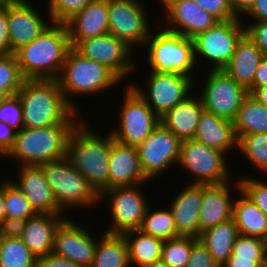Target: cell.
I'll return each instance as SVG.
<instances>
[{"label": "cell", "mask_w": 267, "mask_h": 267, "mask_svg": "<svg viewBox=\"0 0 267 267\" xmlns=\"http://www.w3.org/2000/svg\"><path fill=\"white\" fill-rule=\"evenodd\" d=\"M17 94L23 108L24 128L79 123L84 118L67 103L57 79H25Z\"/></svg>", "instance_id": "1"}, {"label": "cell", "mask_w": 267, "mask_h": 267, "mask_svg": "<svg viewBox=\"0 0 267 267\" xmlns=\"http://www.w3.org/2000/svg\"><path fill=\"white\" fill-rule=\"evenodd\" d=\"M100 135V136H99ZM83 118L72 130L67 143L66 157L101 195L109 189V158L112 134L101 136Z\"/></svg>", "instance_id": "2"}, {"label": "cell", "mask_w": 267, "mask_h": 267, "mask_svg": "<svg viewBox=\"0 0 267 267\" xmlns=\"http://www.w3.org/2000/svg\"><path fill=\"white\" fill-rule=\"evenodd\" d=\"M65 23H53L14 55L25 79H57L71 49Z\"/></svg>", "instance_id": "3"}, {"label": "cell", "mask_w": 267, "mask_h": 267, "mask_svg": "<svg viewBox=\"0 0 267 267\" xmlns=\"http://www.w3.org/2000/svg\"><path fill=\"white\" fill-rule=\"evenodd\" d=\"M77 124L61 123L39 129L23 128L16 133L14 144L5 158L18 160L20 166H40L64 158L69 136Z\"/></svg>", "instance_id": "4"}, {"label": "cell", "mask_w": 267, "mask_h": 267, "mask_svg": "<svg viewBox=\"0 0 267 267\" xmlns=\"http://www.w3.org/2000/svg\"><path fill=\"white\" fill-rule=\"evenodd\" d=\"M67 103L80 112L74 95H96L119 85L121 80L107 67L84 58L71 48L65 58L64 66L57 78ZM95 93V94H94ZM74 100V101H73Z\"/></svg>", "instance_id": "5"}, {"label": "cell", "mask_w": 267, "mask_h": 267, "mask_svg": "<svg viewBox=\"0 0 267 267\" xmlns=\"http://www.w3.org/2000/svg\"><path fill=\"white\" fill-rule=\"evenodd\" d=\"M58 207L64 212L93 208L100 203V195L88 180L77 171L67 157L41 164Z\"/></svg>", "instance_id": "6"}, {"label": "cell", "mask_w": 267, "mask_h": 267, "mask_svg": "<svg viewBox=\"0 0 267 267\" xmlns=\"http://www.w3.org/2000/svg\"><path fill=\"white\" fill-rule=\"evenodd\" d=\"M149 71L174 72L193 78L198 63L194 58L193 39L159 27L150 33L145 45Z\"/></svg>", "instance_id": "7"}, {"label": "cell", "mask_w": 267, "mask_h": 267, "mask_svg": "<svg viewBox=\"0 0 267 267\" xmlns=\"http://www.w3.org/2000/svg\"><path fill=\"white\" fill-rule=\"evenodd\" d=\"M246 33L242 18L218 21L213 27L193 39L195 62L204 58L212 70H222L232 58L236 44ZM199 58V59H198Z\"/></svg>", "instance_id": "8"}, {"label": "cell", "mask_w": 267, "mask_h": 267, "mask_svg": "<svg viewBox=\"0 0 267 267\" xmlns=\"http://www.w3.org/2000/svg\"><path fill=\"white\" fill-rule=\"evenodd\" d=\"M125 86L123 102L119 106L120 125L109 131L116 141L138 146L160 124V118L130 84Z\"/></svg>", "instance_id": "9"}, {"label": "cell", "mask_w": 267, "mask_h": 267, "mask_svg": "<svg viewBox=\"0 0 267 267\" xmlns=\"http://www.w3.org/2000/svg\"><path fill=\"white\" fill-rule=\"evenodd\" d=\"M226 153L209 147L194 139L181 142L179 166L193 174L196 184H221L232 180L227 163Z\"/></svg>", "instance_id": "10"}, {"label": "cell", "mask_w": 267, "mask_h": 267, "mask_svg": "<svg viewBox=\"0 0 267 267\" xmlns=\"http://www.w3.org/2000/svg\"><path fill=\"white\" fill-rule=\"evenodd\" d=\"M141 187L143 184L117 186L105 190L100 195V203L104 197L106 200L108 197L109 204L107 206H109V215L112 217L111 225H109L111 227H108L105 233L122 234L141 228L149 206V201L143 193L145 189H141Z\"/></svg>", "instance_id": "11"}, {"label": "cell", "mask_w": 267, "mask_h": 267, "mask_svg": "<svg viewBox=\"0 0 267 267\" xmlns=\"http://www.w3.org/2000/svg\"><path fill=\"white\" fill-rule=\"evenodd\" d=\"M150 73V74H149ZM148 73V88L130 83L134 90L160 118L175 105L184 101L193 93L194 80L186 75L174 72Z\"/></svg>", "instance_id": "12"}, {"label": "cell", "mask_w": 267, "mask_h": 267, "mask_svg": "<svg viewBox=\"0 0 267 267\" xmlns=\"http://www.w3.org/2000/svg\"><path fill=\"white\" fill-rule=\"evenodd\" d=\"M145 7L141 0H108L109 33L133 51L136 47H144L152 32L147 14L149 10Z\"/></svg>", "instance_id": "13"}, {"label": "cell", "mask_w": 267, "mask_h": 267, "mask_svg": "<svg viewBox=\"0 0 267 267\" xmlns=\"http://www.w3.org/2000/svg\"><path fill=\"white\" fill-rule=\"evenodd\" d=\"M203 89L199 93L204 110L234 121L249 91L230 78L224 70L207 71Z\"/></svg>", "instance_id": "14"}, {"label": "cell", "mask_w": 267, "mask_h": 267, "mask_svg": "<svg viewBox=\"0 0 267 267\" xmlns=\"http://www.w3.org/2000/svg\"><path fill=\"white\" fill-rule=\"evenodd\" d=\"M73 49L84 58L109 68L121 81L138 68L133 50L110 33L81 40Z\"/></svg>", "instance_id": "15"}, {"label": "cell", "mask_w": 267, "mask_h": 267, "mask_svg": "<svg viewBox=\"0 0 267 267\" xmlns=\"http://www.w3.org/2000/svg\"><path fill=\"white\" fill-rule=\"evenodd\" d=\"M181 140L161 123L137 146L140 165L145 176L152 180L162 176L177 164Z\"/></svg>", "instance_id": "16"}, {"label": "cell", "mask_w": 267, "mask_h": 267, "mask_svg": "<svg viewBox=\"0 0 267 267\" xmlns=\"http://www.w3.org/2000/svg\"><path fill=\"white\" fill-rule=\"evenodd\" d=\"M88 229L77 221L65 219L55 233L52 252L81 267H91L98 240Z\"/></svg>", "instance_id": "17"}, {"label": "cell", "mask_w": 267, "mask_h": 267, "mask_svg": "<svg viewBox=\"0 0 267 267\" xmlns=\"http://www.w3.org/2000/svg\"><path fill=\"white\" fill-rule=\"evenodd\" d=\"M160 2L165 7L163 13L166 14L164 18L166 17L168 23L164 29L170 32L194 38L218 22L193 0H160Z\"/></svg>", "instance_id": "18"}, {"label": "cell", "mask_w": 267, "mask_h": 267, "mask_svg": "<svg viewBox=\"0 0 267 267\" xmlns=\"http://www.w3.org/2000/svg\"><path fill=\"white\" fill-rule=\"evenodd\" d=\"M30 1L10 0L8 2V27L10 31L11 54L35 40L52 21H45ZM51 22V23H50Z\"/></svg>", "instance_id": "19"}, {"label": "cell", "mask_w": 267, "mask_h": 267, "mask_svg": "<svg viewBox=\"0 0 267 267\" xmlns=\"http://www.w3.org/2000/svg\"><path fill=\"white\" fill-rule=\"evenodd\" d=\"M18 168L20 169L18 180H10L25 195L36 213L63 215L64 212L58 207L42 168L40 166Z\"/></svg>", "instance_id": "20"}, {"label": "cell", "mask_w": 267, "mask_h": 267, "mask_svg": "<svg viewBox=\"0 0 267 267\" xmlns=\"http://www.w3.org/2000/svg\"><path fill=\"white\" fill-rule=\"evenodd\" d=\"M65 219L63 215L37 213L13 230L24 245L39 258L53 251L55 233Z\"/></svg>", "instance_id": "21"}, {"label": "cell", "mask_w": 267, "mask_h": 267, "mask_svg": "<svg viewBox=\"0 0 267 267\" xmlns=\"http://www.w3.org/2000/svg\"><path fill=\"white\" fill-rule=\"evenodd\" d=\"M150 181L142 171L137 146L120 143L112 137L109 158V188L134 186Z\"/></svg>", "instance_id": "22"}, {"label": "cell", "mask_w": 267, "mask_h": 267, "mask_svg": "<svg viewBox=\"0 0 267 267\" xmlns=\"http://www.w3.org/2000/svg\"><path fill=\"white\" fill-rule=\"evenodd\" d=\"M171 200L169 207L179 236L199 238V213L203 184L190 183Z\"/></svg>", "instance_id": "23"}, {"label": "cell", "mask_w": 267, "mask_h": 267, "mask_svg": "<svg viewBox=\"0 0 267 267\" xmlns=\"http://www.w3.org/2000/svg\"><path fill=\"white\" fill-rule=\"evenodd\" d=\"M108 0H93L65 25L73 48L79 41L109 33Z\"/></svg>", "instance_id": "24"}, {"label": "cell", "mask_w": 267, "mask_h": 267, "mask_svg": "<svg viewBox=\"0 0 267 267\" xmlns=\"http://www.w3.org/2000/svg\"><path fill=\"white\" fill-rule=\"evenodd\" d=\"M232 182L203 184L202 204L199 213L201 232L233 219ZM233 197V198H232Z\"/></svg>", "instance_id": "25"}, {"label": "cell", "mask_w": 267, "mask_h": 267, "mask_svg": "<svg viewBox=\"0 0 267 267\" xmlns=\"http://www.w3.org/2000/svg\"><path fill=\"white\" fill-rule=\"evenodd\" d=\"M264 55L255 42L245 33L236 44L235 52L224 72L249 92L253 89L255 72Z\"/></svg>", "instance_id": "26"}, {"label": "cell", "mask_w": 267, "mask_h": 267, "mask_svg": "<svg viewBox=\"0 0 267 267\" xmlns=\"http://www.w3.org/2000/svg\"><path fill=\"white\" fill-rule=\"evenodd\" d=\"M193 139L228 155V151L238 147L233 121L206 110L200 116Z\"/></svg>", "instance_id": "27"}, {"label": "cell", "mask_w": 267, "mask_h": 267, "mask_svg": "<svg viewBox=\"0 0 267 267\" xmlns=\"http://www.w3.org/2000/svg\"><path fill=\"white\" fill-rule=\"evenodd\" d=\"M195 93L175 105L160 117V123L175 134L181 141L193 139L204 107L200 97Z\"/></svg>", "instance_id": "28"}, {"label": "cell", "mask_w": 267, "mask_h": 267, "mask_svg": "<svg viewBox=\"0 0 267 267\" xmlns=\"http://www.w3.org/2000/svg\"><path fill=\"white\" fill-rule=\"evenodd\" d=\"M236 181L233 188L239 193V198L236 196L234 200L233 220L239 234L267 241V216L241 192L238 178Z\"/></svg>", "instance_id": "29"}, {"label": "cell", "mask_w": 267, "mask_h": 267, "mask_svg": "<svg viewBox=\"0 0 267 267\" xmlns=\"http://www.w3.org/2000/svg\"><path fill=\"white\" fill-rule=\"evenodd\" d=\"M239 232L233 219L201 232L198 240L208 249L214 261L221 267L232 253Z\"/></svg>", "instance_id": "30"}, {"label": "cell", "mask_w": 267, "mask_h": 267, "mask_svg": "<svg viewBox=\"0 0 267 267\" xmlns=\"http://www.w3.org/2000/svg\"><path fill=\"white\" fill-rule=\"evenodd\" d=\"M122 235L127 243L130 266L146 267L161 260L163 240L144 234L139 229L126 231Z\"/></svg>", "instance_id": "31"}, {"label": "cell", "mask_w": 267, "mask_h": 267, "mask_svg": "<svg viewBox=\"0 0 267 267\" xmlns=\"http://www.w3.org/2000/svg\"><path fill=\"white\" fill-rule=\"evenodd\" d=\"M91 267H130L127 243L122 234L103 233Z\"/></svg>", "instance_id": "32"}, {"label": "cell", "mask_w": 267, "mask_h": 267, "mask_svg": "<svg viewBox=\"0 0 267 267\" xmlns=\"http://www.w3.org/2000/svg\"><path fill=\"white\" fill-rule=\"evenodd\" d=\"M38 257L13 230H0V267H36Z\"/></svg>", "instance_id": "33"}, {"label": "cell", "mask_w": 267, "mask_h": 267, "mask_svg": "<svg viewBox=\"0 0 267 267\" xmlns=\"http://www.w3.org/2000/svg\"><path fill=\"white\" fill-rule=\"evenodd\" d=\"M233 123L238 139L248 133H267V106L249 94L241 104Z\"/></svg>", "instance_id": "34"}, {"label": "cell", "mask_w": 267, "mask_h": 267, "mask_svg": "<svg viewBox=\"0 0 267 267\" xmlns=\"http://www.w3.org/2000/svg\"><path fill=\"white\" fill-rule=\"evenodd\" d=\"M4 203L6 211V230L34 217L37 213L25 195L10 181L4 180Z\"/></svg>", "instance_id": "35"}, {"label": "cell", "mask_w": 267, "mask_h": 267, "mask_svg": "<svg viewBox=\"0 0 267 267\" xmlns=\"http://www.w3.org/2000/svg\"><path fill=\"white\" fill-rule=\"evenodd\" d=\"M148 206L142 223L141 230L144 234L154 236L163 241L178 237L172 213L168 207L166 210L161 208L151 210Z\"/></svg>", "instance_id": "36"}, {"label": "cell", "mask_w": 267, "mask_h": 267, "mask_svg": "<svg viewBox=\"0 0 267 267\" xmlns=\"http://www.w3.org/2000/svg\"><path fill=\"white\" fill-rule=\"evenodd\" d=\"M237 149L254 168L267 174V133L242 135L238 139Z\"/></svg>", "instance_id": "37"}, {"label": "cell", "mask_w": 267, "mask_h": 267, "mask_svg": "<svg viewBox=\"0 0 267 267\" xmlns=\"http://www.w3.org/2000/svg\"><path fill=\"white\" fill-rule=\"evenodd\" d=\"M197 238L178 236L163 242L161 260L169 267H185Z\"/></svg>", "instance_id": "38"}, {"label": "cell", "mask_w": 267, "mask_h": 267, "mask_svg": "<svg viewBox=\"0 0 267 267\" xmlns=\"http://www.w3.org/2000/svg\"><path fill=\"white\" fill-rule=\"evenodd\" d=\"M24 80L15 55H0V97L17 94Z\"/></svg>", "instance_id": "39"}, {"label": "cell", "mask_w": 267, "mask_h": 267, "mask_svg": "<svg viewBox=\"0 0 267 267\" xmlns=\"http://www.w3.org/2000/svg\"><path fill=\"white\" fill-rule=\"evenodd\" d=\"M231 255L253 258L261 267H267V241L239 234Z\"/></svg>", "instance_id": "40"}, {"label": "cell", "mask_w": 267, "mask_h": 267, "mask_svg": "<svg viewBox=\"0 0 267 267\" xmlns=\"http://www.w3.org/2000/svg\"><path fill=\"white\" fill-rule=\"evenodd\" d=\"M0 121L16 133L24 128L23 108L18 94L0 97Z\"/></svg>", "instance_id": "41"}, {"label": "cell", "mask_w": 267, "mask_h": 267, "mask_svg": "<svg viewBox=\"0 0 267 267\" xmlns=\"http://www.w3.org/2000/svg\"><path fill=\"white\" fill-rule=\"evenodd\" d=\"M47 16L53 23H65L93 0H47Z\"/></svg>", "instance_id": "42"}, {"label": "cell", "mask_w": 267, "mask_h": 267, "mask_svg": "<svg viewBox=\"0 0 267 267\" xmlns=\"http://www.w3.org/2000/svg\"><path fill=\"white\" fill-rule=\"evenodd\" d=\"M238 180L241 192L267 216V183L247 176Z\"/></svg>", "instance_id": "43"}, {"label": "cell", "mask_w": 267, "mask_h": 267, "mask_svg": "<svg viewBox=\"0 0 267 267\" xmlns=\"http://www.w3.org/2000/svg\"><path fill=\"white\" fill-rule=\"evenodd\" d=\"M199 7L209 12L218 21L238 18L231 8L230 0H193Z\"/></svg>", "instance_id": "44"}, {"label": "cell", "mask_w": 267, "mask_h": 267, "mask_svg": "<svg viewBox=\"0 0 267 267\" xmlns=\"http://www.w3.org/2000/svg\"><path fill=\"white\" fill-rule=\"evenodd\" d=\"M185 267H220L209 253L208 249L197 240L190 253L188 263Z\"/></svg>", "instance_id": "45"}, {"label": "cell", "mask_w": 267, "mask_h": 267, "mask_svg": "<svg viewBox=\"0 0 267 267\" xmlns=\"http://www.w3.org/2000/svg\"><path fill=\"white\" fill-rule=\"evenodd\" d=\"M246 33L259 47L264 57H267V20L251 22L245 25Z\"/></svg>", "instance_id": "46"}, {"label": "cell", "mask_w": 267, "mask_h": 267, "mask_svg": "<svg viewBox=\"0 0 267 267\" xmlns=\"http://www.w3.org/2000/svg\"><path fill=\"white\" fill-rule=\"evenodd\" d=\"M11 54L10 31L8 27V3L0 11V55Z\"/></svg>", "instance_id": "47"}, {"label": "cell", "mask_w": 267, "mask_h": 267, "mask_svg": "<svg viewBox=\"0 0 267 267\" xmlns=\"http://www.w3.org/2000/svg\"><path fill=\"white\" fill-rule=\"evenodd\" d=\"M36 267H81L67 258L56 255L51 252L45 256H41L37 260Z\"/></svg>", "instance_id": "48"}, {"label": "cell", "mask_w": 267, "mask_h": 267, "mask_svg": "<svg viewBox=\"0 0 267 267\" xmlns=\"http://www.w3.org/2000/svg\"><path fill=\"white\" fill-rule=\"evenodd\" d=\"M15 137L16 132L0 121V159L1 156L6 157L14 144Z\"/></svg>", "instance_id": "49"}, {"label": "cell", "mask_w": 267, "mask_h": 267, "mask_svg": "<svg viewBox=\"0 0 267 267\" xmlns=\"http://www.w3.org/2000/svg\"><path fill=\"white\" fill-rule=\"evenodd\" d=\"M248 19L253 18L250 22H260L267 20V0H256L251 9L245 14Z\"/></svg>", "instance_id": "50"}, {"label": "cell", "mask_w": 267, "mask_h": 267, "mask_svg": "<svg viewBox=\"0 0 267 267\" xmlns=\"http://www.w3.org/2000/svg\"><path fill=\"white\" fill-rule=\"evenodd\" d=\"M221 267H261L253 258L230 255Z\"/></svg>", "instance_id": "51"}, {"label": "cell", "mask_w": 267, "mask_h": 267, "mask_svg": "<svg viewBox=\"0 0 267 267\" xmlns=\"http://www.w3.org/2000/svg\"><path fill=\"white\" fill-rule=\"evenodd\" d=\"M263 86H267V57L260 61L253 80V87Z\"/></svg>", "instance_id": "52"}, {"label": "cell", "mask_w": 267, "mask_h": 267, "mask_svg": "<svg viewBox=\"0 0 267 267\" xmlns=\"http://www.w3.org/2000/svg\"><path fill=\"white\" fill-rule=\"evenodd\" d=\"M256 0H230V5L234 14L238 18L246 17L245 14L251 9ZM240 15H243L242 17Z\"/></svg>", "instance_id": "53"}, {"label": "cell", "mask_w": 267, "mask_h": 267, "mask_svg": "<svg viewBox=\"0 0 267 267\" xmlns=\"http://www.w3.org/2000/svg\"><path fill=\"white\" fill-rule=\"evenodd\" d=\"M0 230H6V211L4 203V180L0 183Z\"/></svg>", "instance_id": "54"}, {"label": "cell", "mask_w": 267, "mask_h": 267, "mask_svg": "<svg viewBox=\"0 0 267 267\" xmlns=\"http://www.w3.org/2000/svg\"><path fill=\"white\" fill-rule=\"evenodd\" d=\"M249 94H252L260 103L267 106V86L253 87Z\"/></svg>", "instance_id": "55"}, {"label": "cell", "mask_w": 267, "mask_h": 267, "mask_svg": "<svg viewBox=\"0 0 267 267\" xmlns=\"http://www.w3.org/2000/svg\"><path fill=\"white\" fill-rule=\"evenodd\" d=\"M146 267H169V266L166 263H164L162 260H159Z\"/></svg>", "instance_id": "56"}, {"label": "cell", "mask_w": 267, "mask_h": 267, "mask_svg": "<svg viewBox=\"0 0 267 267\" xmlns=\"http://www.w3.org/2000/svg\"><path fill=\"white\" fill-rule=\"evenodd\" d=\"M10 0H0V11L3 10Z\"/></svg>", "instance_id": "57"}]
</instances>
